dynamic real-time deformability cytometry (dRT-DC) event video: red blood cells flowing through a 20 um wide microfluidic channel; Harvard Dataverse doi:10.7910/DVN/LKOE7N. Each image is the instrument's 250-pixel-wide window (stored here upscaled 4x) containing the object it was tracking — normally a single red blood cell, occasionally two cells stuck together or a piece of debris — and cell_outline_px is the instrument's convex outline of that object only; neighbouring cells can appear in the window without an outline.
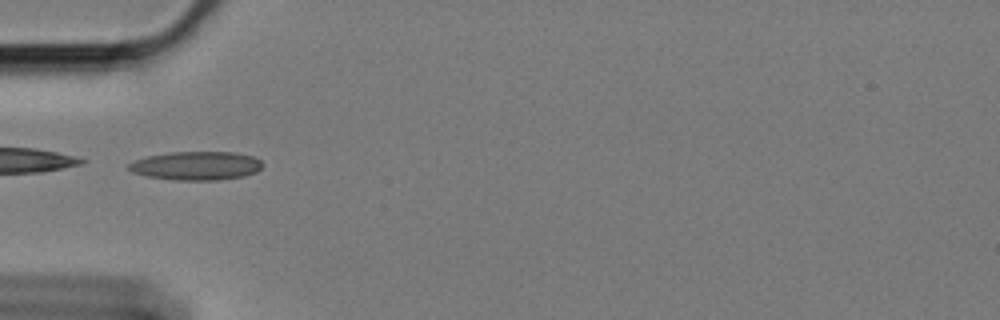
{"species": "Egyptian fruit bat (a non-hibernating species)", "species_latin": "Rousettus aegyptiacus", "temperature_condition": "cold", "stored_images_in_passage": 33, "camera_frame_rate_fps": 3000, "um_per_image_px": 0.085, "animal": {"sex": "female"}, "frame": {"image": 1, "passage_image": 1, "time_ms": 0.0, "image_size_px": [1000, 320], "cell_outline_px": [[264, 164], [256, 172], [244, 176], [220, 180], [176, 180], [148, 176], [132, 172], [128, 168], [128, 164], [136, 160], [148, 156], [168, 152], [236, 152], [252, 156], [260, 160]], "centroid_in_image_um": [16.71, 14.08], "position_along_channel_um": 68.3, "area_um2": 22.31}}
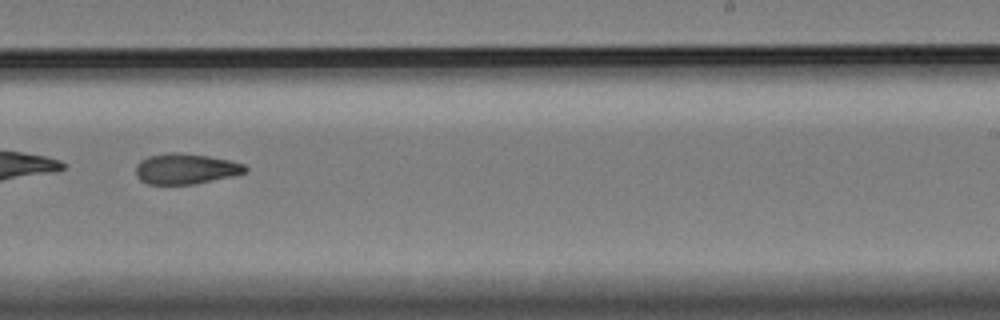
{"frame": {"image": 2, "passage_image": 19, "time_ms": 6.0, "image_size_px": [1000, 320], "cell_outline_px": [[248, 172], [232, 176], [196, 184], [148, 184], [140, 180], [136, 176], [136, 164], [140, 160], [148, 156], [168, 152], [180, 152], [208, 156], [228, 160], [244, 164], [248, 168]], "centroid_in_image_um": [15.77, 14.34], "position_along_channel_um": 273.2, "area_um2": 19.65}, "authors_computed_cell_mechanics": {"area_um2": 19.8254, "velocity_mm_per_s": 3.4067, "shape_relaxation_time_tau1_ms": null, "shape_relaxation_time_tau2_ms": 4.3416, "deformation_change_tau1": null, "deformation_change_tau2": 0.116}}